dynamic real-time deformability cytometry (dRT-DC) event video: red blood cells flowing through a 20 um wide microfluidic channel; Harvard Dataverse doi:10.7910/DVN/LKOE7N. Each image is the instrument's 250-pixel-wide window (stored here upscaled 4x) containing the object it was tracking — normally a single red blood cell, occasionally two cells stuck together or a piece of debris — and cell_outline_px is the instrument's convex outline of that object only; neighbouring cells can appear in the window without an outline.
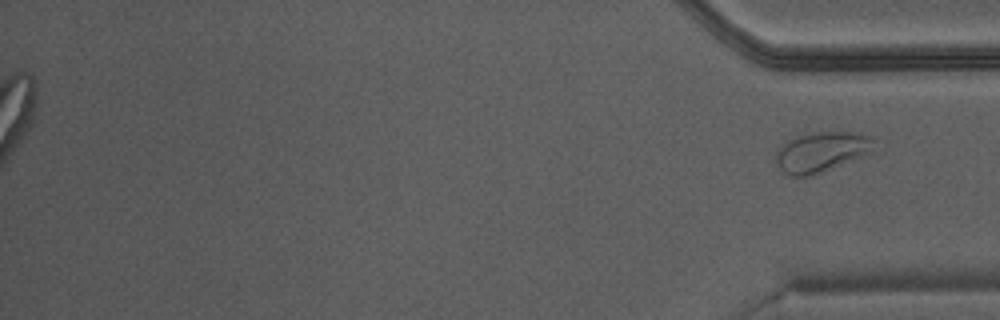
{"species": "Egyptian fruit bat (a non-hibernating species)", "species_latin": "Rousettus aegyptiacus", "temperature_condition": "warm", "stored_images_in_passage": 35, "camera_frame_rate_fps": 3000, "um_per_image_px": 0.085, "animal": {"sex": "male"}, "frame": {"image": 1, "passage_image": 35, "time_ms": 11.333, "image_size_px": [1000, 320], "cell_outline_px": [[880, 152], [808, 176], [792, 176], [784, 172], [776, 164], [776, 152], [788, 140], [796, 136], [816, 132], [852, 132], [876, 136]], "centroid_in_image_um": [70.01, 12.89], "position_along_channel_um": 365.2, "area_um2": 23.7}}